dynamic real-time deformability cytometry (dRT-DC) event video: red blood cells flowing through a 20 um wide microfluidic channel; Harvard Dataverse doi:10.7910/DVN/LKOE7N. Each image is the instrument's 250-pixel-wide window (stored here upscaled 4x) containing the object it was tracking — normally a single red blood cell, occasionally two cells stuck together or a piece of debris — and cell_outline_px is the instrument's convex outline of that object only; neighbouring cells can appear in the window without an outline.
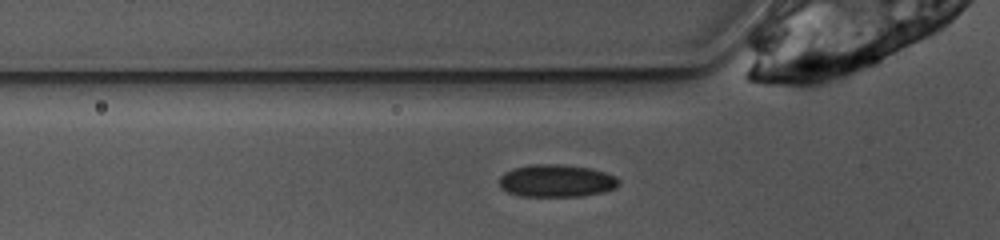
{"species": "common noctule bat (a hibernating species)", "species_latin": "Nyctalus noctula", "temperature_condition": "warm", "stored_images_in_passage": 27, "camera_frame_rate_fps": 3000, "um_per_image_px": 0.085, "animal": {"sex": "female", "body_mass_g": 10.0, "forearm_length_mm": 53.1}, "frame": {"image": 1, "passage_image": 2, "time_ms": 0.333, "image_size_px": [1000, 240], "cell_outline_px": [[620, 184], [616, 188], [604, 192], [580, 196], [520, 196], [508, 192], [500, 188], [500, 176], [504, 172], [512, 168], [536, 164], [560, 164], [592, 168], [616, 176], [620, 180]], "centroid_in_image_um": [47.32, 15.36], "position_along_channel_um": 78.5, "area_um2": 22.83}}
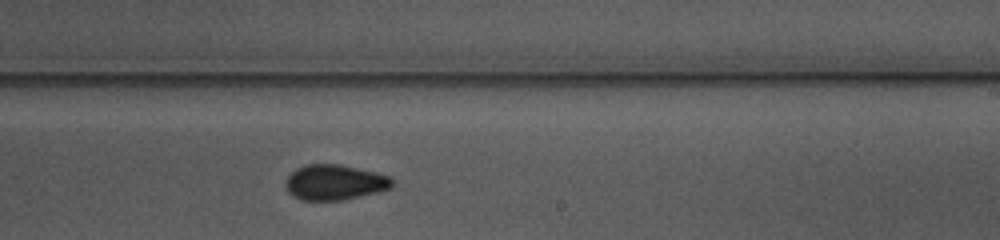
{"frame": {"image": 2, "passage_image": 16, "time_ms": 5.0, "image_size_px": [1000, 240], "cell_outline_px": [[392, 188], [360, 196], [340, 200], [300, 200], [292, 196], [288, 192], [284, 184], [288, 176], [296, 168], [308, 164], [340, 164], [388, 176], [392, 180]], "centroid_in_image_um": [28.39, 15.5], "position_along_channel_um": 260.6, "area_um2": 21.73}}
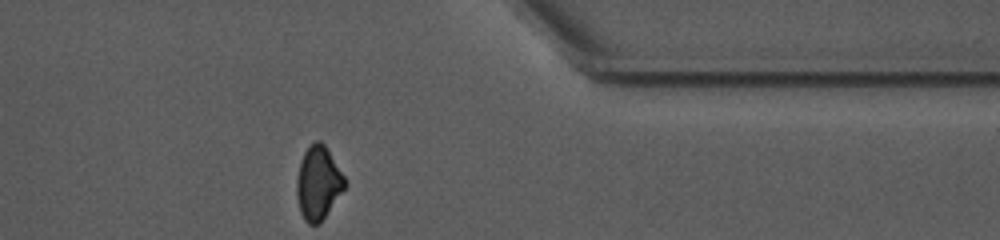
{"frame": {"image": 3, "passage_image": 27, "time_ms": 8.667, "image_size_px": [1000, 240], "cell_outline_px": [[348, 184], [320, 224], [308, 224], [304, 220], [300, 212], [296, 192], [296, 180], [300, 160], [304, 152], [316, 140], [320, 140], [324, 144], [344, 176]], "centroid_in_image_um": [27.04, 15.58], "position_along_channel_um": 384.4, "area_um2": 20.63}, "authors_computed_cell_mechanics": {"area_um2": 22.1952, "velocity_mm_per_s": 3.8753, "shape_relaxation_time_tau1_ms": 4.316, "shape_relaxation_time_tau2_ms": 2.6576, "deformation_change_tau1": 0.0941, "deformation_change_tau2": 0.059}}